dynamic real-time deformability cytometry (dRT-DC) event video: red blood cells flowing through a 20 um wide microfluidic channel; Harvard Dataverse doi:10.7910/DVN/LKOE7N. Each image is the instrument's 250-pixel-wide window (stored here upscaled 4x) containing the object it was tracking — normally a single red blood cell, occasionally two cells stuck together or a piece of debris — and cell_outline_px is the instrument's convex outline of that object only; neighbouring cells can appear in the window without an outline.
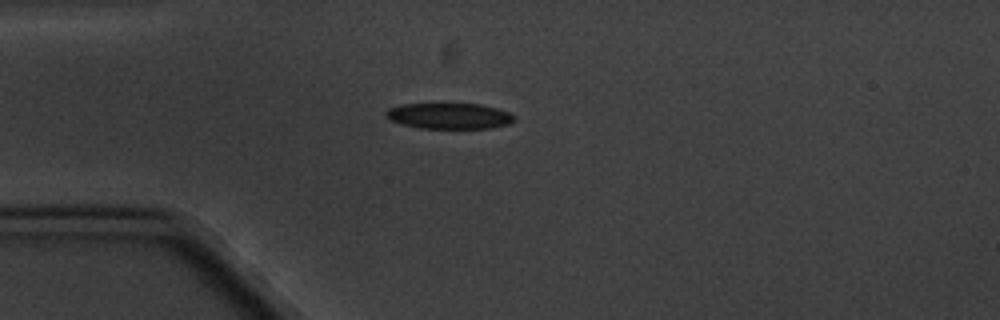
{"species": "common noctule bat (a hibernating species)", "species_latin": "Nyctalus noctula", "temperature_condition": "cold", "stored_images_in_passage": 5, "camera_frame_rate_fps": 3000, "um_per_image_px": 0.085, "animal": {"sex": "male", "body_mass_g": 20.1, "forearm_length_mm": 53.5}, "frame": {"image": 1, "passage_image": 3, "time_ms": 3.333, "image_size_px": [1000, 320], "cell_outline_px": [[516, 120], [508, 124], [492, 128], [420, 128], [404, 124], [392, 120], [384, 112], [388, 108], [400, 104], [480, 104], [496, 108], [508, 112], [516, 116]], "centroid_in_image_um": [38.23, 9.85], "position_along_channel_um": 46.8, "area_um2": 19.19}}
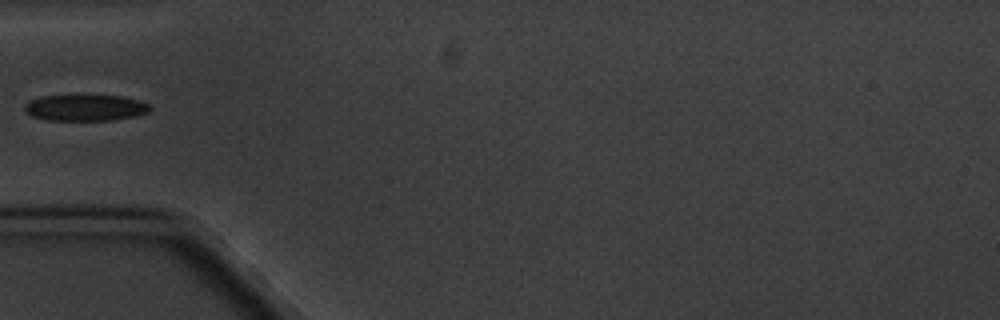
{"frame": {"image": 2, "passage_image": 4, "time_ms": 4.667, "image_size_px": [1000, 320], "cell_outline_px": [[152, 108], [148, 112], [136, 116], [112, 120], [48, 120], [32, 116], [24, 112], [24, 104], [28, 100], [40, 96], [76, 92], [120, 96], [140, 100], [148, 104]], "centroid_in_image_um": [7.19, 9.1], "position_along_channel_um": 77.8, "area_um2": 20.35}}